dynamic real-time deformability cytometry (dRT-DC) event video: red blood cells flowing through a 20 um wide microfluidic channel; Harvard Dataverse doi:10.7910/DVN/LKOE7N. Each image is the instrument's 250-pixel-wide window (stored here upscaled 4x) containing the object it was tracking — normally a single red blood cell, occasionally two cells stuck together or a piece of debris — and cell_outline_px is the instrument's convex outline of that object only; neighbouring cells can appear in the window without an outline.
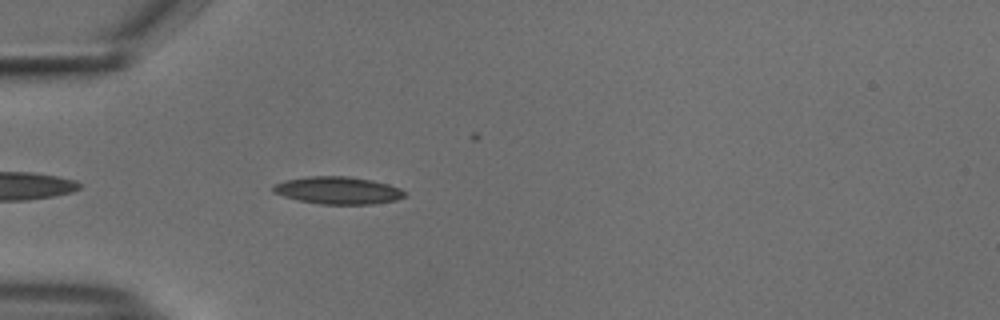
{"species": "common noctule bat (a hibernating species)", "species_latin": "Nyctalus noctula", "temperature_condition": "cold", "stored_images_in_passage": 31, "camera_frame_rate_fps": 3000, "um_per_image_px": 0.085, "animal": {"sex": "male", "body_mass_g": 18.8}, "frame": {"image": 1, "passage_image": 4, "time_ms": 1.0, "image_size_px": [1000, 320], "cell_outline_px": [[404, 196], [396, 200], [372, 204], [320, 204], [300, 200], [284, 196], [272, 192], [272, 188], [276, 184], [284, 180], [308, 176], [348, 176], [372, 180], [388, 184], [400, 188], [404, 192]], "centroid_in_image_um": [28.71, 16.17], "position_along_channel_um": 56.3, "area_um2": 20.87}}
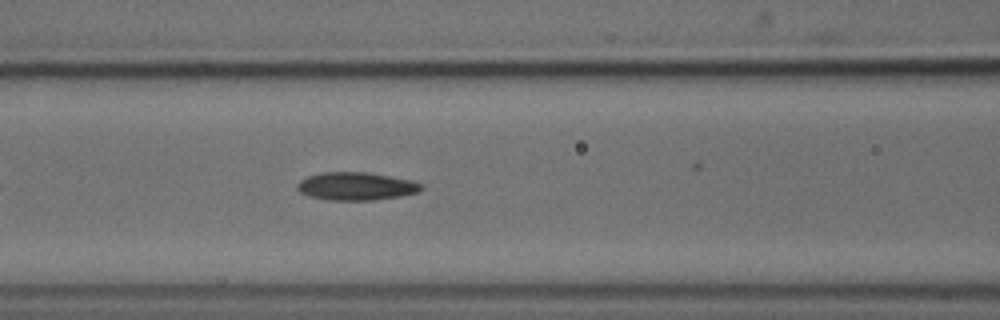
{"frame": {"image": 2, "passage_image": 11, "time_ms": 3.333, "image_size_px": [1000, 320], "cell_outline_px": [[424, 188], [420, 192], [400, 196], [372, 200], [328, 200], [308, 196], [300, 192], [296, 188], [296, 184], [300, 180], [308, 176], [324, 172], [368, 172], [408, 180], [420, 184]], "centroid_in_image_um": [30.23, 15.83], "position_along_channel_um": 136.4, "area_um2": 20.11}}
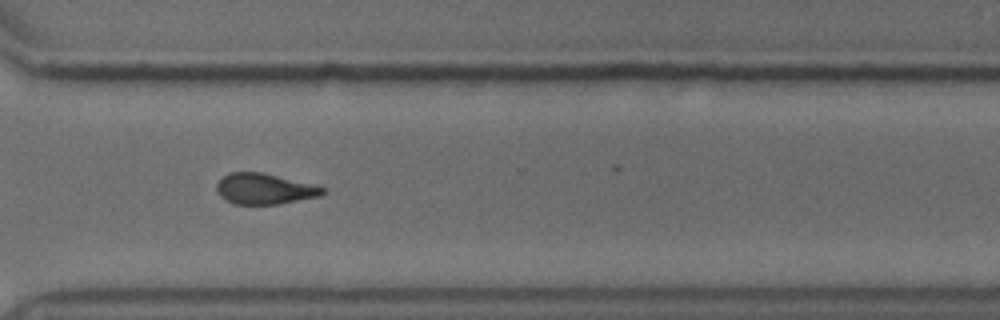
{"frame": {"image": 3, "passage_image": 28, "time_ms": 9.0, "image_size_px": [1000, 320], "cell_outline_px": [[324, 192], [320, 196], [280, 204], [232, 204], [224, 200], [220, 196], [216, 188], [216, 184], [224, 176], [232, 172], [260, 172], [316, 184], [324, 188]], "centroid_in_image_um": [22.48, 16.06], "position_along_channel_um": 348.1, "area_um2": 19.07}}